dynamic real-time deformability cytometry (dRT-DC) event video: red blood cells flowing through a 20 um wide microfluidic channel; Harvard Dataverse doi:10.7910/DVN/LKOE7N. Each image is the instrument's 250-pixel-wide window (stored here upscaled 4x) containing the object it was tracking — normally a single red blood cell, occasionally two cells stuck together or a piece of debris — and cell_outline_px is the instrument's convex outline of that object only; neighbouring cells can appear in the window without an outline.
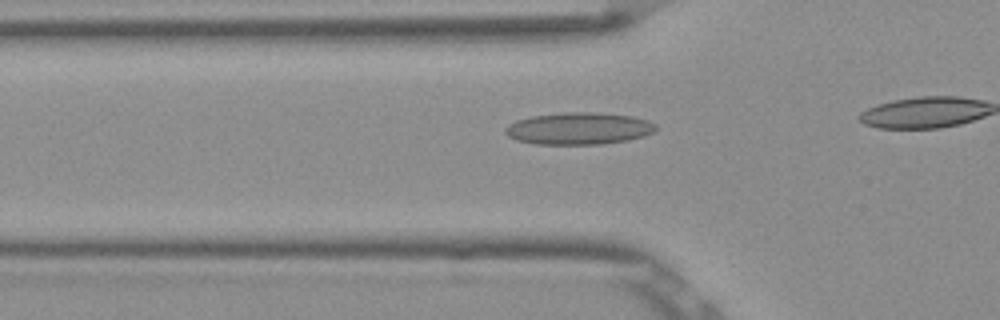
{"species": "Egyptian fruit bat (a non-hibernating species)", "species_latin": "Rousettus aegyptiacus", "temperature_condition": "room temperature", "stored_images_in_passage": 9, "camera_frame_rate_fps": 3000, "um_per_image_px": 0.085, "frame": {"image": 1, "passage_image": 4, "time_ms": 1.0, "image_size_px": [1000, 320], "cell_outline_px": [[656, 128], [652, 132], [644, 136], [628, 140], [600, 144], [536, 144], [516, 140], [508, 136], [504, 132], [504, 128], [508, 124], [516, 120], [532, 116], [564, 112], [588, 112], [632, 116], [648, 120], [656, 124]], "centroid_in_image_um": [49.17, 10.92], "position_along_channel_um": 76.6, "area_um2": 28.09}}
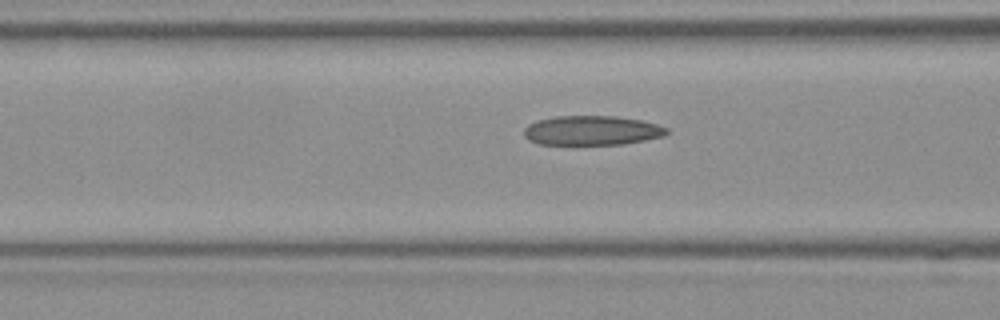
{"frame": {"image": 2, "passage_image": 7, "time_ms": 2.0, "image_size_px": [1000, 320], "cell_outline_px": [[668, 132], [664, 136], [624, 144], [540, 144], [528, 140], [524, 136], [524, 128], [528, 124], [536, 120], [556, 116], [616, 116], [644, 120], [668, 128]], "centroid_in_image_um": [50.3, 11.08], "position_along_channel_um": 116.3, "area_um2": 24.62}}